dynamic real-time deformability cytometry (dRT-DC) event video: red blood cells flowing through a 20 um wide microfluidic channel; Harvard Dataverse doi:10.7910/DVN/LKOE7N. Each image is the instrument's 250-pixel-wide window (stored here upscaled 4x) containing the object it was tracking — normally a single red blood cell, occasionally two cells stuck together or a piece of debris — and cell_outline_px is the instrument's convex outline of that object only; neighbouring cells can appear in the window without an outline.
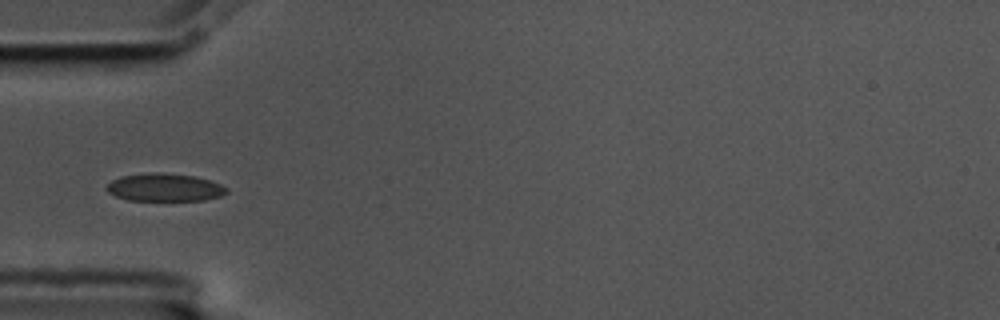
{"species": "common noctule bat (a hibernating species)", "species_latin": "Nyctalus noctula", "temperature_condition": "cold", "stored_images_in_passage": 13, "camera_frame_rate_fps": 3000, "um_per_image_px": 0.085, "animal": {"sex": "male", "body_mass_g": 17.5, "forearm_length_mm": 52.3}, "frame": {"image": 1, "passage_image": 3, "time_ms": 0.667, "image_size_px": [1000, 320], "cell_outline_px": [[228, 192], [220, 196], [204, 200], [128, 200], [116, 196], [108, 192], [104, 188], [112, 180], [120, 176], [156, 172], [160, 172], [192, 176], [208, 180], [220, 184], [228, 188]], "centroid_in_image_um": [13.97, 15.93], "position_along_channel_um": 71.0, "area_um2": 19.31}}
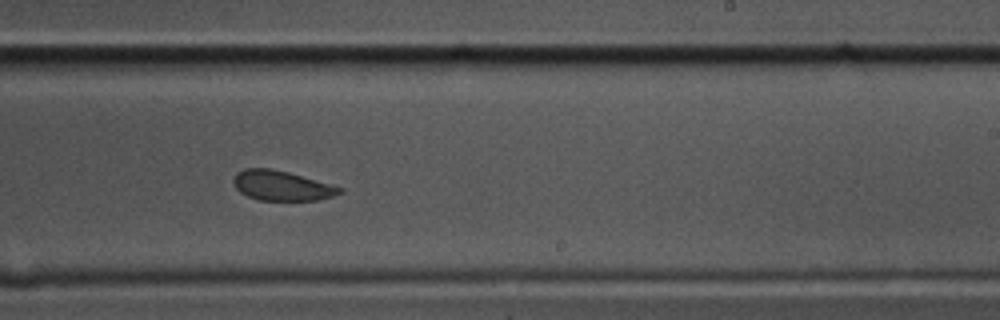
{"frame": {"image": 2, "passage_image": 8, "time_ms": 2.333, "image_size_px": [1000, 320], "cell_outline_px": [[344, 188], [340, 192], [332, 196], [316, 200], [256, 200], [240, 192], [236, 188], [232, 180], [236, 172], [244, 168], [272, 168], [288, 172]], "centroid_in_image_um": [23.88, 15.77], "position_along_channel_um": 265.1, "area_um2": 18.38}}
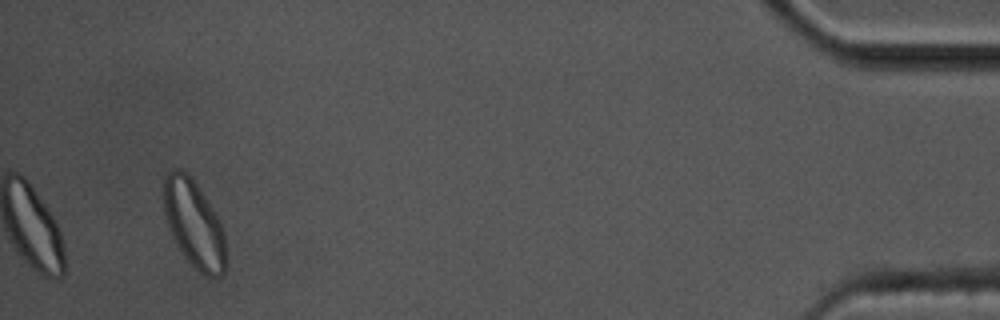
{"frame": {"image": 3, "passage_image": 13, "time_ms": 4.0, "image_size_px": [1000, 320], "cell_outline_px": [[224, 272], [220, 276], [204, 276], [184, 256], [172, 236], [168, 224], [164, 208], [164, 176], [172, 168], [180, 168], [196, 184], [216, 216], [224, 232]], "centroid_in_image_um": [16.46, 19.03], "position_along_channel_um": 418.7, "area_um2": 30.63}}